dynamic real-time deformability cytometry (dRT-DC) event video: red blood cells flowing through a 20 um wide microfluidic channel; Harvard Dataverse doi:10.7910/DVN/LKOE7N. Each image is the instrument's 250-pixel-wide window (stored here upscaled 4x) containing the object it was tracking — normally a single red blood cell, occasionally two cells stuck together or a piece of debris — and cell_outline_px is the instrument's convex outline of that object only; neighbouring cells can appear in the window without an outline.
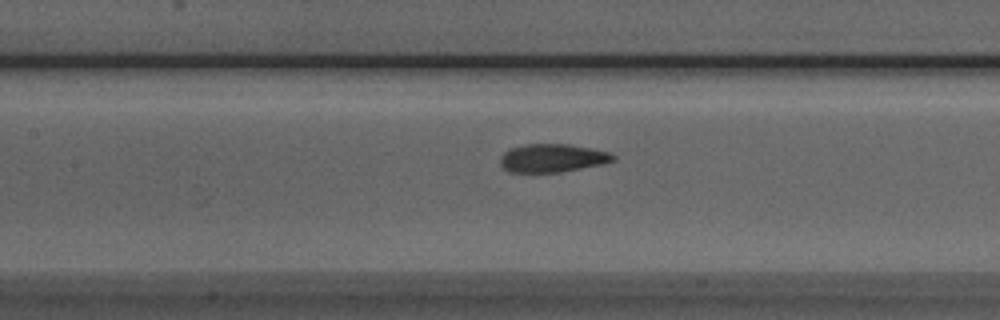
{"species": "Egyptian fruit bat (a non-hibernating species)", "species_latin": "Rousettus aegyptiacus", "temperature_condition": "room temperature", "stored_images_in_passage": 37, "camera_frame_rate_fps": 3000, "um_per_image_px": 0.085, "animal": {"sex": "male"}, "frame": {"image": 1, "passage_image": 10, "time_ms": 3.0, "image_size_px": [1000, 320], "cell_outline_px": [[616, 160], [600, 164], [560, 172], [508, 172], [500, 164], [500, 156], [504, 152], [512, 148], [524, 144], [568, 144], [592, 148], [608, 152], [616, 156]], "centroid_in_image_um": [46.93, 13.43], "position_along_channel_um": 160.5, "area_um2": 18.5}}
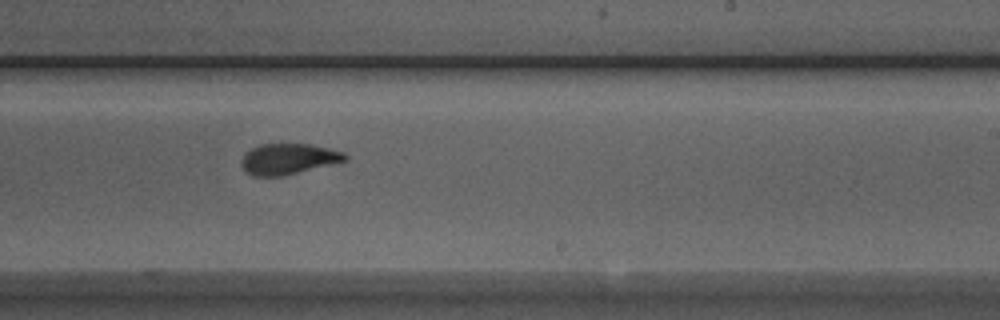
{"frame": {"image": 2, "passage_image": 18, "time_ms": 5.667, "image_size_px": [1000, 320], "cell_outline_px": [[348, 160], [284, 176], [252, 176], [240, 164], [240, 160], [244, 152], [260, 144], [308, 144], [328, 148], [344, 152], [348, 156]], "centroid_in_image_um": [24.49, 13.51], "position_along_channel_um": 264.5, "area_um2": 18.67}}
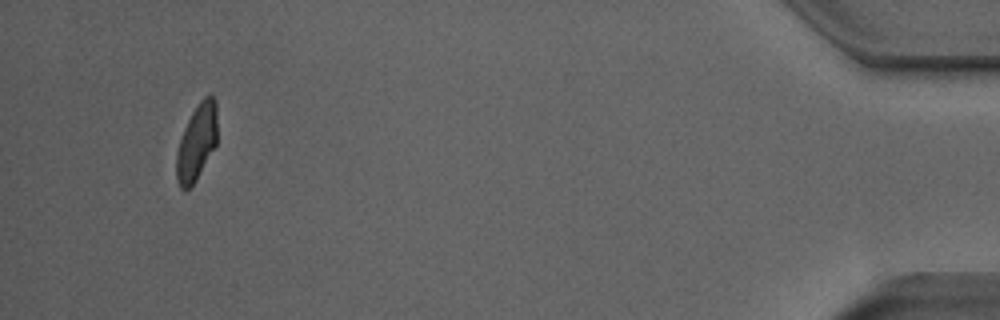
{"frame": {"image": 3, "passage_image": 36, "time_ms": 11.667, "image_size_px": [1000, 320], "cell_outline_px": [[216, 144], [196, 180], [188, 188], [180, 188], [176, 180], [176, 152], [184, 128], [192, 112], [200, 100], [204, 96], [212, 96], [216, 100]], "centroid_in_image_um": [16.7, 12.09], "position_along_channel_um": 418.5, "area_um2": 17.86}, "authors_computed_cell_mechanics": {"area_um2": 19.1318, "velocity_mm_per_s": 3.9161, "shape_relaxation_time_tau1_ms": 3.4306, "shape_relaxation_time_tau2_ms": 1.0276, "deformation_change_tau1": 0.1618, "deformation_change_tau2": 0.0697}}